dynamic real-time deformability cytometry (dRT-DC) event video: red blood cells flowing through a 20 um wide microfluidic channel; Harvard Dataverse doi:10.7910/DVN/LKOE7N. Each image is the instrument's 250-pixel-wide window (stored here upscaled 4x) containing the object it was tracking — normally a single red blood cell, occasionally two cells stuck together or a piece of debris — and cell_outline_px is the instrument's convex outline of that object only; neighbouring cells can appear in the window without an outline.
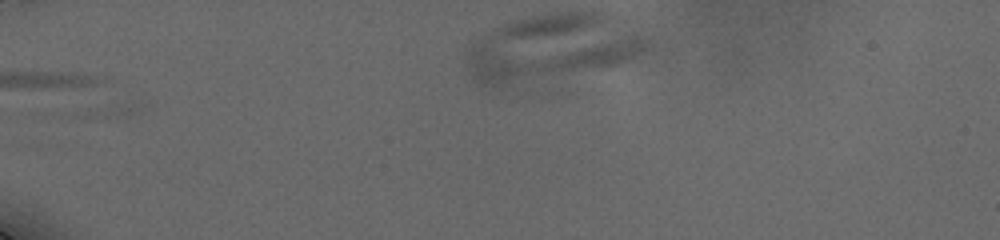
{"species": "human", "species_latin": "Homo sapiens", "temperature_condition": "cold", "stored_images_in_passage": 10, "camera_frame_rate_fps": 3000, "um_per_image_px": 0.085, "donor": {"sex": "male"}, "frame": {"image": 1, "passage_image": 1, "time_ms": 0.0, "image_size_px": [1000, 240], "cell_outline_px": [[652, 44], [644, 52], [632, 60], [620, 64], [508, 84], [480, 84], [472, 80], [464, 56], [464, 44], [484, 32], [504, 24], [516, 20], [532, 16], [560, 12], [596, 12], [628, 20]], "centroid_in_image_um": [46.91, 3.99], "position_along_channel_um": 38.1, "area_um2": 69.82}}
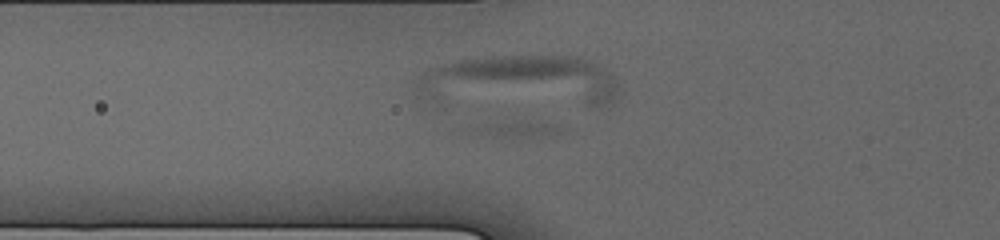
{"frame": {"image": 2, "passage_image": 6, "time_ms": 3.333, "image_size_px": [1000, 240], "cell_outline_px": [[616, 100], [612, 104], [588, 108], [420, 108], [412, 88], [412, 80], [428, 68], [456, 60], [488, 56], [576, 56], [592, 60], [604, 68], [612, 76], [616, 84]], "centroid_in_image_um": [43.83, 7.1], "position_along_channel_um": 82.0, "area_um2": 68.84}}